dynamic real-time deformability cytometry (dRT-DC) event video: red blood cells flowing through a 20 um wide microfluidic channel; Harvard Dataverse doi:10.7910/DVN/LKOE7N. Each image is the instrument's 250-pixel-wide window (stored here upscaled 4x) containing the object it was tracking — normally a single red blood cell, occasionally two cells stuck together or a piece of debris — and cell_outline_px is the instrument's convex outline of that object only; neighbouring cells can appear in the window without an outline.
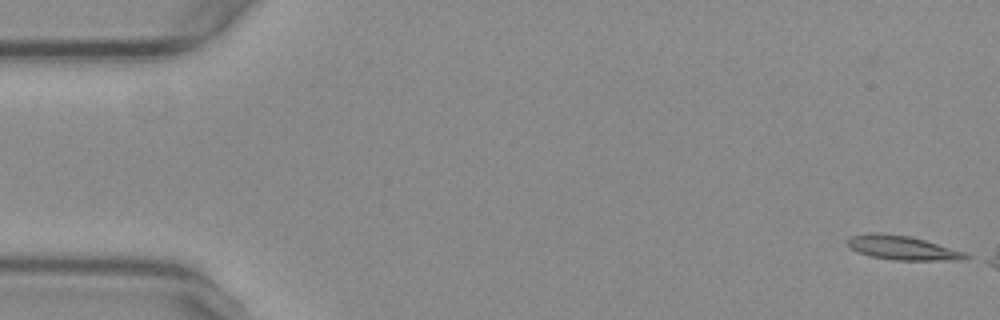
{"species": "common noctule bat (a hibernating species)", "species_latin": "Nyctalus noctula", "temperature_condition": "warm", "stored_images_in_passage": 8, "camera_frame_rate_fps": 3000, "um_per_image_px": 0.085, "animal": {"sex": "female", "body_mass_g": 29.2, "forearm_length_mm": 56.3}, "frame": {"image": 1, "passage_image": 1, "time_ms": 0.0, "image_size_px": [1000, 320], "cell_outline_px": [[972, 256], [968, 260], [892, 260], [872, 256], [856, 252], [848, 248], [848, 240], [852, 236], [868, 232], [880, 232], [912, 236], [964, 252]], "centroid_in_image_um": [76.7, 21.06], "position_along_channel_um": 8.3, "area_um2": 16.82}}